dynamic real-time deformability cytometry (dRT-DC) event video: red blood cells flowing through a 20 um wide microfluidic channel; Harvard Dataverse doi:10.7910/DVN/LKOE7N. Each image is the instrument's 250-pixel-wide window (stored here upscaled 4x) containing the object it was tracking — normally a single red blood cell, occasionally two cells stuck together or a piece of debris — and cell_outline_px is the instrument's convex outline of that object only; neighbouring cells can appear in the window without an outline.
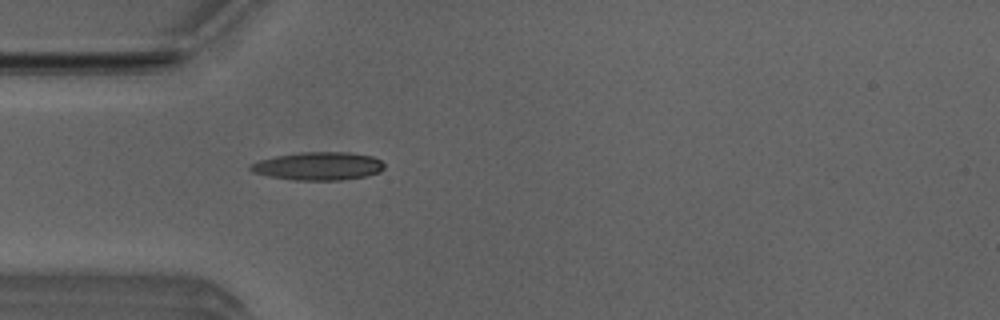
{"species": "Egyptian fruit bat (a non-hibernating species)", "species_latin": "Rousettus aegyptiacus", "temperature_condition": "room temperature", "stored_images_in_passage": 4, "camera_frame_rate_fps": 3000, "um_per_image_px": 0.085, "animal": {"sex": "male"}, "frame": {"image": 1, "passage_image": 4, "time_ms": 1.0, "image_size_px": [1000, 320], "cell_outline_px": [[384, 168], [380, 172], [364, 176], [340, 180], [292, 180], [252, 172], [248, 168], [252, 164], [260, 160], [276, 156], [300, 152], [348, 152], [372, 156], [380, 160], [384, 164]], "centroid_in_image_um": [27.08, 14.11], "position_along_channel_um": 57.9, "area_um2": 21.73}}